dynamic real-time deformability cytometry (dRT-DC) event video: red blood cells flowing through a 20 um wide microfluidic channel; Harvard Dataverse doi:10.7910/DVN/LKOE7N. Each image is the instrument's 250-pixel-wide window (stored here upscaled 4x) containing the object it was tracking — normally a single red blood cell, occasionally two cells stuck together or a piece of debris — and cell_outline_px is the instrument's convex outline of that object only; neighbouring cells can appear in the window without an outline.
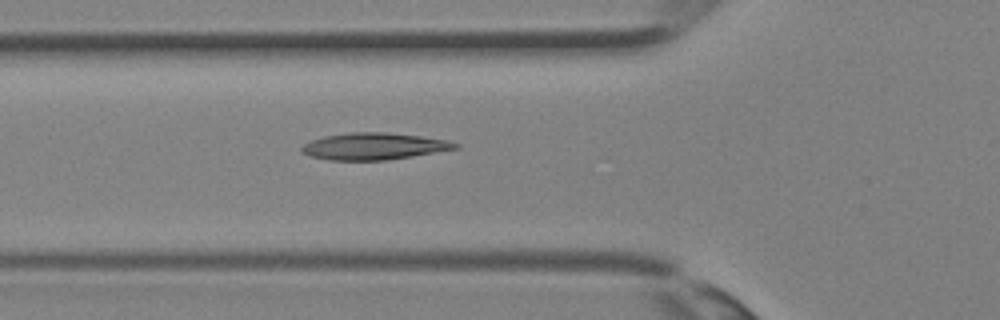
{"species": "Egyptian fruit bat (a non-hibernating species)", "species_latin": "Rousettus aegyptiacus", "temperature_condition": "room temperature", "stored_images_in_passage": 26, "camera_frame_rate_fps": 3000, "um_per_image_px": 0.085, "animal": {"sex": "female"}, "frame": {"image": 1, "passage_image": 4, "time_ms": 1.0, "image_size_px": [1000, 320], "cell_outline_px": [[460, 148], [388, 160], [328, 160], [312, 156], [300, 152], [300, 148], [304, 144], [312, 140], [324, 136], [352, 132], [384, 132], [420, 136], [448, 140], [460, 144]], "centroid_in_image_um": [31.79, 12.43], "position_along_channel_um": 94.0, "area_um2": 23.99}}
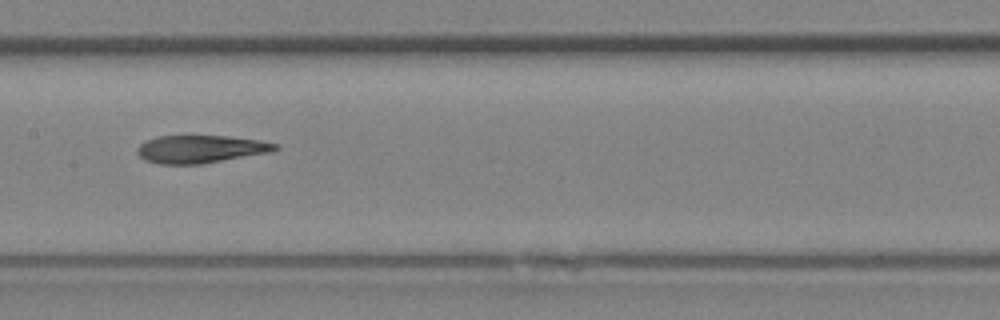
{"frame": {"image": 2, "passage_image": 9, "time_ms": 2.667, "image_size_px": [1000, 320], "cell_outline_px": [[280, 148], [268, 152], [200, 164], [156, 164], [144, 160], [136, 152], [136, 148], [140, 144], [156, 136], [228, 136], [256, 140], [280, 144]], "centroid_in_image_um": [16.99, 12.67], "position_along_channel_um": 190.4, "area_um2": 22.14}}
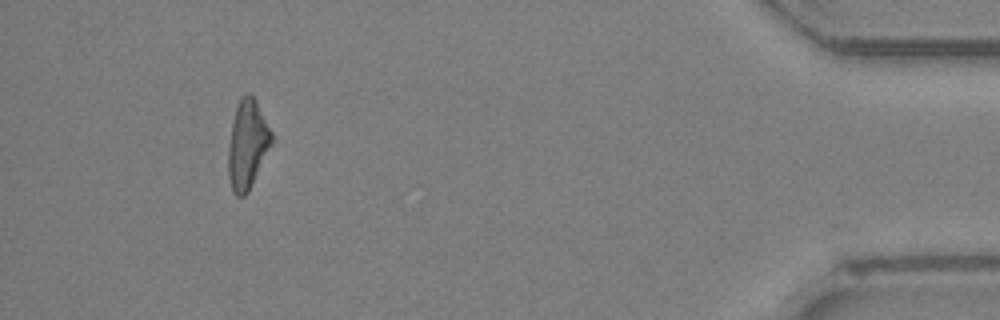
{"frame": {"image": 3, "passage_image": 24, "time_ms": 7.667, "image_size_px": [1000, 320], "cell_outline_px": [[272, 144], [248, 192], [244, 196], [236, 196], [232, 192], [228, 176], [228, 148], [232, 124], [236, 108], [240, 100], [248, 92], [256, 100], [272, 132]], "centroid_in_image_um": [21.03, 12.32], "position_along_channel_um": 414.2, "area_um2": 22.2}}